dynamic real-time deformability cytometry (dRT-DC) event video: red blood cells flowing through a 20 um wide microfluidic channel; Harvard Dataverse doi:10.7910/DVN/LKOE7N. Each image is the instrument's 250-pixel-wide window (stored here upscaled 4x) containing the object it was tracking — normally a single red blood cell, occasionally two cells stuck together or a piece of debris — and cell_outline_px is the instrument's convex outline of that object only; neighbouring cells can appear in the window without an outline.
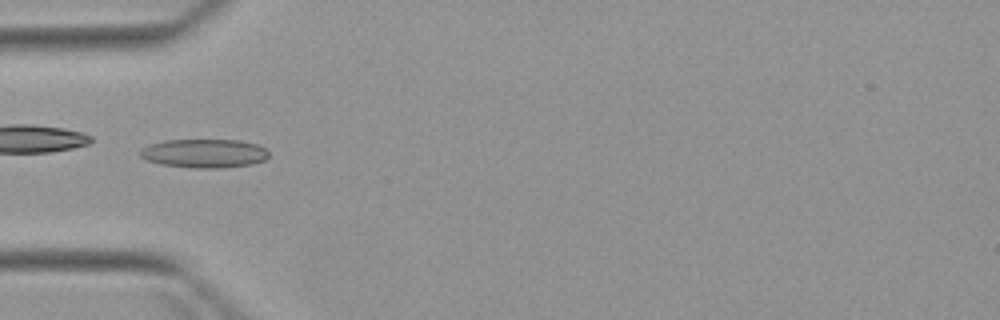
{"species": "Egyptian fruit bat (a non-hibernating species)", "species_latin": "Rousettus aegyptiacus", "temperature_condition": "warm", "stored_images_in_passage": 5, "camera_frame_rate_fps": 3000, "um_per_image_px": 0.085, "animal": {"sex": "female"}, "frame": {"image": 1, "passage_image": 5, "time_ms": 5.667, "image_size_px": [1000, 320], "cell_outline_px": [[268, 156], [264, 160], [252, 164], [220, 168], [192, 168], [160, 164], [144, 160], [140, 156], [140, 148], [148, 144], [164, 140], [240, 140], [256, 144], [264, 148], [268, 152]], "centroid_in_image_um": [17.3, 13.03], "position_along_channel_um": 67.7, "area_um2": 21.73}}